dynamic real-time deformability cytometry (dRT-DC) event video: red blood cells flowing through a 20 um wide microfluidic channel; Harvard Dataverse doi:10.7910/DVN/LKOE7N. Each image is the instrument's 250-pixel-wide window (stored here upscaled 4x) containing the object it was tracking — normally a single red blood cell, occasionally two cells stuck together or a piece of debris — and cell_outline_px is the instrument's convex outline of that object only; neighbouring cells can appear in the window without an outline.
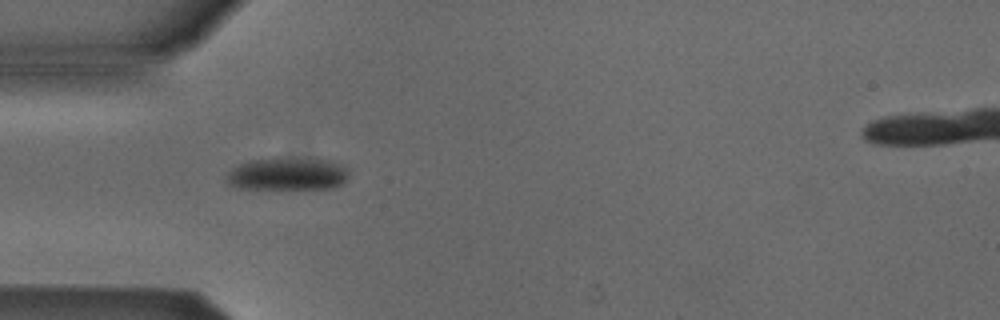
{"species": "Egyptian fruit bat (a non-hibernating species)", "species_latin": "Rousettus aegyptiacus", "temperature_condition": "cold", "stored_images_in_passage": 5, "camera_frame_rate_fps": 3000, "um_per_image_px": 0.085, "animal": {"sex": "male"}, "frame": {"image": 1, "passage_image": 4, "time_ms": 1.0, "image_size_px": [1000, 320], "cell_outline_px": [[348, 176], [340, 184], [332, 188], [240, 188], [228, 184], [224, 180], [224, 176], [232, 168], [248, 160], [276, 156], [328, 160], [348, 168]], "centroid_in_image_um": [24.37, 14.75], "position_along_channel_um": 60.6, "area_um2": 23.58}}
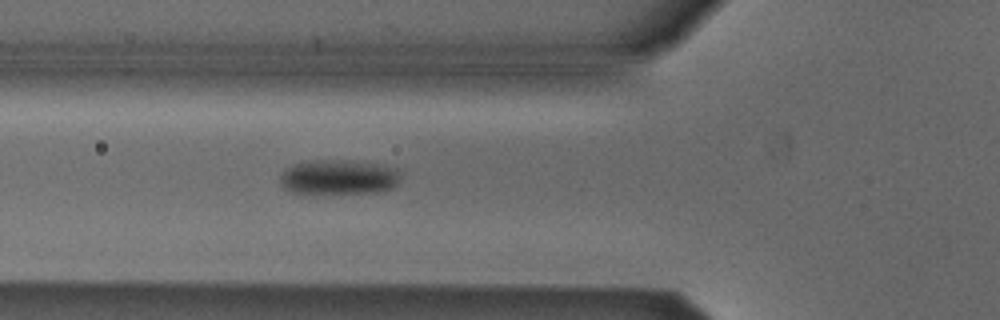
{"frame": {"image": 2, "passage_image": 5, "time_ms": 1.333, "image_size_px": [1000, 320], "cell_outline_px": [[400, 176], [396, 184], [392, 188], [380, 192], [292, 192], [284, 188], [280, 180], [280, 176], [292, 164], [308, 160], [352, 160], [384, 164], [400, 168]], "centroid_in_image_um": [28.86, 15.01], "position_along_channel_um": 96.9, "area_um2": 24.45}}